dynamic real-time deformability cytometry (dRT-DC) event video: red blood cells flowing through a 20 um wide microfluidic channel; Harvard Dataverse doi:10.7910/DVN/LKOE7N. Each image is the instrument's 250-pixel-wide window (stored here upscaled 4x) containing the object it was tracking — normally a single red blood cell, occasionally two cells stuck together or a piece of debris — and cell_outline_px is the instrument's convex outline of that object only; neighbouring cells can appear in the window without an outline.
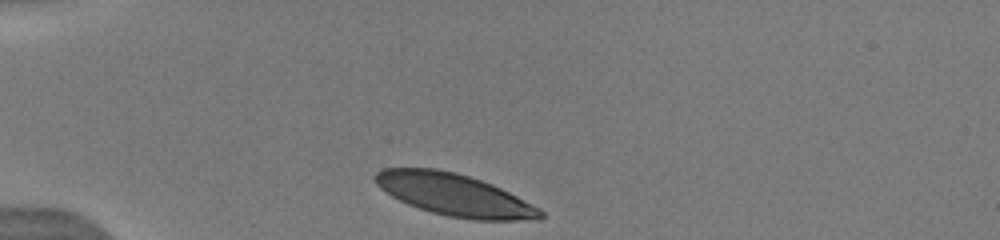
{"species": "human", "species_latin": "Homo sapiens", "temperature_condition": "warm", "stored_images_in_passage": 28, "camera_frame_rate_fps": 3000, "um_per_image_px": 0.085, "donor": {"sex": "male"}, "frame": {"image": 1, "passage_image": 1, "time_ms": 0.0, "image_size_px": [1000, 240], "cell_outline_px": [[544, 216], [536, 220], [472, 220], [448, 216], [432, 212], [408, 204], [392, 196], [380, 188], [376, 184], [376, 172], [384, 168], [436, 168], [456, 172], [492, 184], [540, 208], [544, 212]], "centroid_in_image_um": [38.64, 16.56], "position_along_channel_um": 46.4, "area_um2": 40.23}}
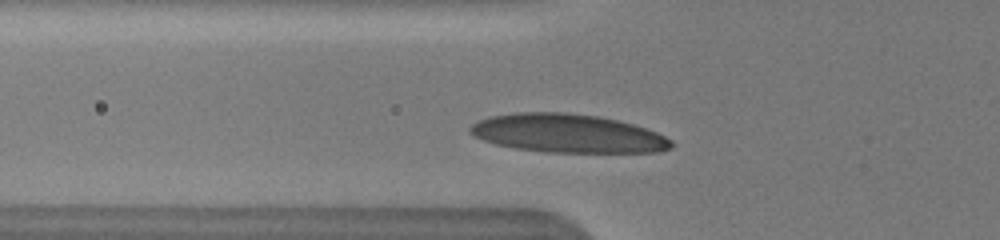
{"frame": {"image": 2, "passage_image": 5, "time_ms": 1.667, "image_size_px": [1000, 240], "cell_outline_px": [[672, 148], [660, 152], [548, 152], [516, 148], [496, 144], [484, 140], [468, 132], [468, 128], [472, 124], [488, 116], [516, 112], [564, 112], [600, 116], [632, 124], [656, 132], [672, 140]], "centroid_in_image_um": [48.24, 11.33], "position_along_channel_um": 77.6, "area_um2": 45.08}, "authors_computed_cell_mechanics": {"area_um2": 42.9743, "velocity_mm_per_s": 3.9906, "shape_relaxation_time_tau1_ms": 1.5798, "shape_relaxation_time_tau2_ms": null, "deformation_change_tau1": 0.0964, "deformation_change_tau2": null}}